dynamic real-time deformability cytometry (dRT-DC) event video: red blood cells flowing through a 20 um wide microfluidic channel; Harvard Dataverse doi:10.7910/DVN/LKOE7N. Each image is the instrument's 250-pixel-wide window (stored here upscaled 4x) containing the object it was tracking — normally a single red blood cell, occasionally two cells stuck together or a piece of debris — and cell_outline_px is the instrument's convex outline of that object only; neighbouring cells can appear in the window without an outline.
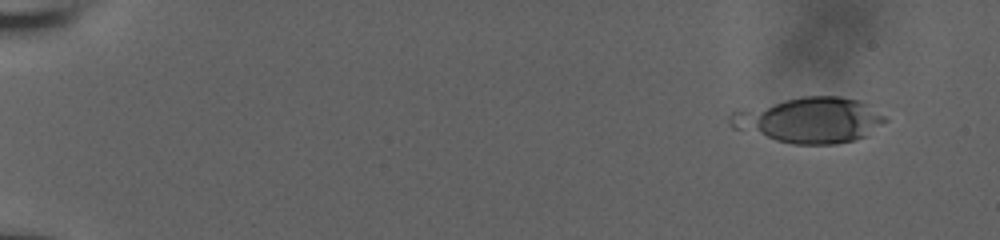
{"species": "human", "species_latin": "Homo sapiens", "temperature_condition": "room temperature", "stored_images_in_passage": 10, "camera_frame_rate_fps": 3000, "um_per_image_px": 0.085, "donor": {"sex": "male"}, "frame": {"image": 1, "passage_image": 1, "time_ms": 0.0, "image_size_px": [1000, 240], "cell_outline_px": [[888, 120], [868, 136], [856, 140], [836, 144], [796, 144], [776, 140], [732, 128], [728, 124], [728, 116], [736, 108], [804, 96], [840, 96], [860, 100], [868, 104], [884, 116]], "centroid_in_image_um": [68.78, 10.19], "position_along_channel_um": 16.2, "area_um2": 41.62}}